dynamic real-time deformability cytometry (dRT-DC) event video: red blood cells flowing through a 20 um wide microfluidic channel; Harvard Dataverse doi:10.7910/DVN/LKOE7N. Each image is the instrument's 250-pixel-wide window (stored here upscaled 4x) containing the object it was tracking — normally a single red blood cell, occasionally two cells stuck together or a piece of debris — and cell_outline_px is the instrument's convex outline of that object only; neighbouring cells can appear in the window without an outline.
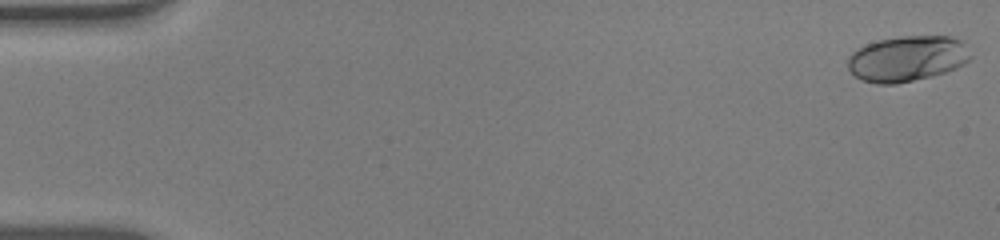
{"species": "human", "species_latin": "Homo sapiens", "temperature_condition": "warm", "stored_images_in_passage": 53, "camera_frame_rate_fps": 3000, "um_per_image_px": 0.085, "donor": {"sex": "male"}, "frame": {"image": 1, "passage_image": 1, "time_ms": 0.0, "image_size_px": [1000, 240], "cell_outline_px": [[972, 56], [964, 64], [956, 68], [944, 72], [896, 84], [876, 84], [864, 80], [856, 76], [848, 68], [848, 56], [856, 48], [880, 40], [900, 36], [948, 36], [960, 40]], "centroid_in_image_um": [77.09, 4.97], "position_along_channel_um": 7.9, "area_um2": 32.25}}
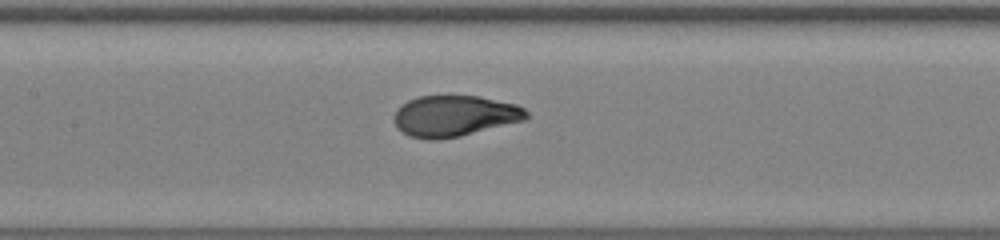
{"frame": {"image": 2, "passage_image": 26, "time_ms": 8.333, "image_size_px": [1000, 240], "cell_outline_px": [[528, 120], [460, 136], [436, 140], [428, 140], [408, 136], [400, 132], [396, 128], [392, 120], [392, 116], [396, 108], [408, 100], [420, 96], [480, 96], [516, 104], [524, 108], [528, 112]], "centroid_in_image_um": [38.6, 9.87], "position_along_channel_um": 168.8, "area_um2": 32.25}}
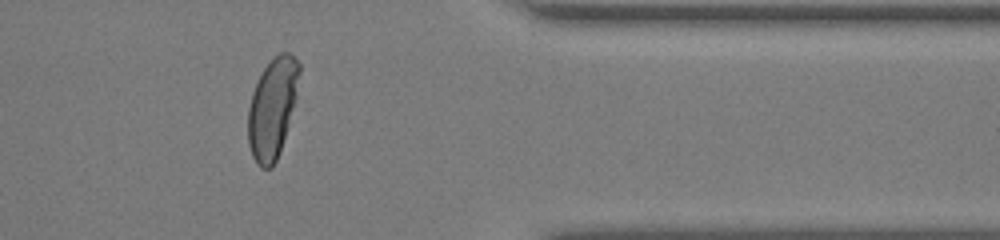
{"frame": {"image": 3, "passage_image": 44, "time_ms": 14.333, "image_size_px": [1000, 240], "cell_outline_px": [[300, 72], [296, 96], [280, 152], [272, 168], [260, 168], [256, 164], [252, 156], [248, 144], [248, 108], [252, 92], [264, 68], [272, 56], [280, 52], [288, 52], [300, 64]], "centroid_in_image_um": [23.13, 9.19], "position_along_channel_um": 388.3, "area_um2": 29.77}, "authors_computed_cell_mechanics": {"area_um2": 31.9634, "velocity_mm_per_s": 3.9195, "shape_relaxation_time_tau1_ms": 5.0225, "shape_relaxation_time_tau2_ms": null, "deformation_change_tau1": 0.246, "deformation_change_tau2": null}}